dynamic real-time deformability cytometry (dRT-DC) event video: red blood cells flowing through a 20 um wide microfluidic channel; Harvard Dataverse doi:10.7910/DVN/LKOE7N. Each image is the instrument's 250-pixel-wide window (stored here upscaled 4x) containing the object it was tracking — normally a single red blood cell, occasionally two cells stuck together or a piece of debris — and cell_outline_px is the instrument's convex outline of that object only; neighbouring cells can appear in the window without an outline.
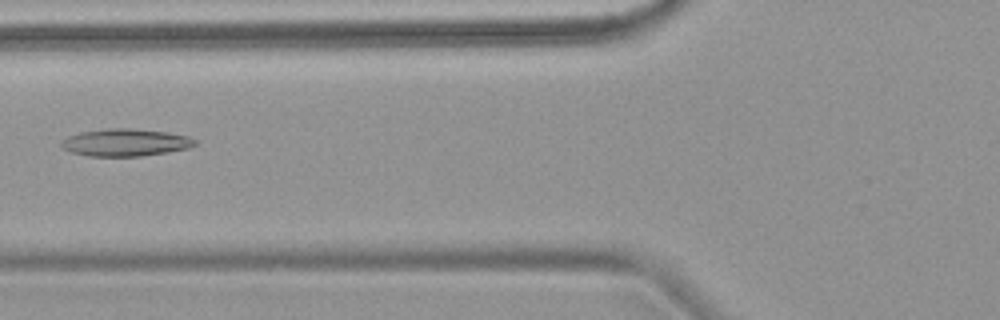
{"species": "common noctule bat (a hibernating species)", "species_latin": "Nyctalus noctula", "temperature_condition": "warm", "stored_images_in_passage": 6, "camera_frame_rate_fps": 3000, "um_per_image_px": 0.085, "animal": {"sex": "female", "body_mass_g": 18.4}, "frame": {"image": 1, "passage_image": 5, "time_ms": 6.667, "image_size_px": [1000, 320], "cell_outline_px": [[196, 144], [188, 148], [168, 152], [140, 156], [88, 156], [72, 152], [64, 148], [60, 144], [60, 140], [68, 136], [80, 132], [104, 128], [132, 128], [168, 132], [188, 136], [196, 140]], "centroid_in_image_um": [10.65, 12.1], "position_along_channel_um": 115.2, "area_um2": 21.39}}
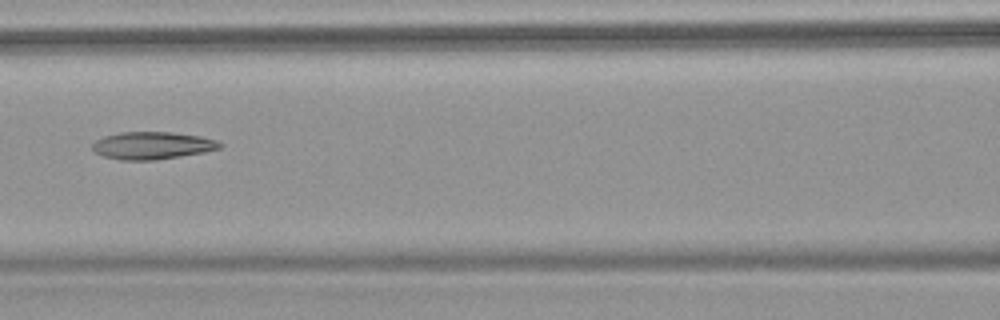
{"frame": {"image": 2, "passage_image": 6, "time_ms": 7.667, "image_size_px": [1000, 320], "cell_outline_px": [[224, 144], [220, 148], [204, 152], [156, 160], [120, 160], [104, 156], [96, 152], [92, 148], [92, 144], [96, 140], [104, 136], [120, 132], [172, 132], [200, 136], [216, 140]], "centroid_in_image_um": [12.95, 12.36], "position_along_channel_um": 153.7, "area_um2": 20.35}}